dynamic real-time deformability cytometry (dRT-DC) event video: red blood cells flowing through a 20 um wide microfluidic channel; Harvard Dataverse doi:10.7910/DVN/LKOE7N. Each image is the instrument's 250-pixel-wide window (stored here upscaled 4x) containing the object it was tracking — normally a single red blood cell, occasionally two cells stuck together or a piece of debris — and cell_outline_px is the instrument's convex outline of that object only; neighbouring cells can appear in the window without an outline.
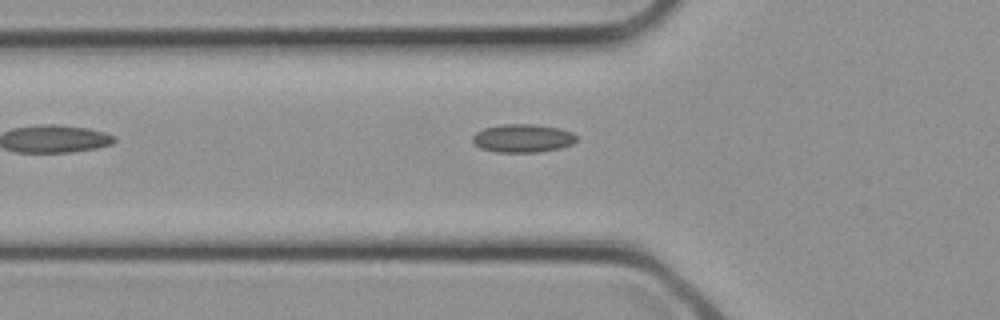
{"species": "common noctule bat (a hibernating species)", "species_latin": "Nyctalus noctula", "temperature_condition": "cold", "stored_images_in_passage": 22, "camera_frame_rate_fps": 3000, "um_per_image_px": 0.085, "animal": {"sex": "female", "body_mass_g": 21.9}, "frame": {"image": 1, "passage_image": 2, "time_ms": 0.333, "image_size_px": [1000, 320], "cell_outline_px": [[580, 140], [572, 144], [560, 148], [540, 152], [496, 152], [480, 148], [472, 140], [472, 136], [476, 132], [484, 128], [500, 124], [532, 124], [560, 128], [572, 132], [580, 136]], "centroid_in_image_um": [44.49, 11.75], "position_along_channel_um": 81.3, "area_um2": 17.4}}
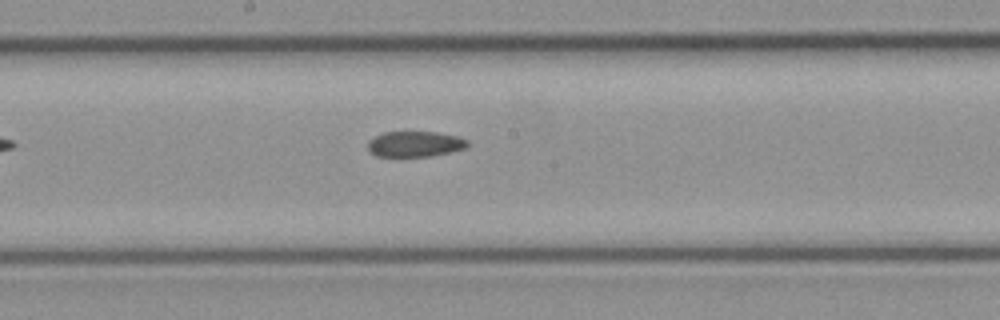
{"frame": {"image": 2, "passage_image": 8, "time_ms": 2.333, "image_size_px": [1000, 320], "cell_outline_px": [[468, 144], [464, 148], [432, 156], [376, 156], [368, 148], [368, 140], [384, 132], [436, 132], [456, 136], [468, 140]], "centroid_in_image_um": [35.26, 12.24], "position_along_channel_um": 212.9, "area_um2": 14.62}}
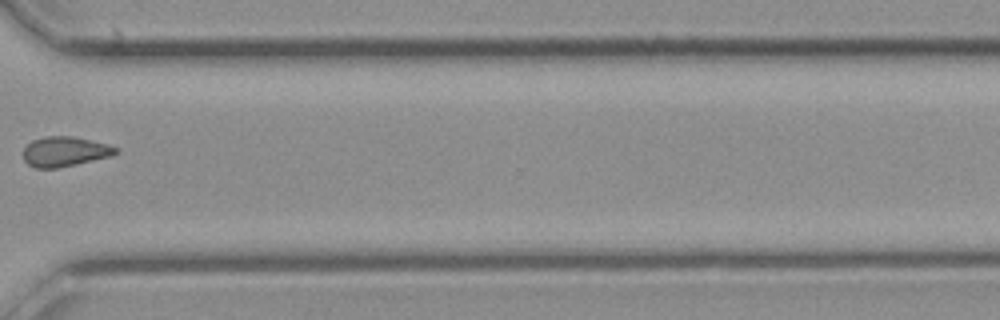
{"frame": {"image": 3, "passage_image": 15, "time_ms": 4.667, "image_size_px": [1000, 320], "cell_outline_px": [[120, 152], [112, 156], [76, 164], [56, 168], [36, 168], [28, 164], [24, 160], [24, 148], [32, 140], [44, 136], [72, 136], [108, 144], [120, 148]], "centroid_in_image_um": [5.55, 12.88], "position_along_channel_um": 365.1, "area_um2": 16.18}}